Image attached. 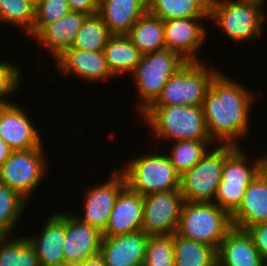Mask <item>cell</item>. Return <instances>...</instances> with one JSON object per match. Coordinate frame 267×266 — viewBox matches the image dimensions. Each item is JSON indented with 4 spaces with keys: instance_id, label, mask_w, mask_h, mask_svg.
<instances>
[{
    "instance_id": "cell-19",
    "label": "cell",
    "mask_w": 267,
    "mask_h": 266,
    "mask_svg": "<svg viewBox=\"0 0 267 266\" xmlns=\"http://www.w3.org/2000/svg\"><path fill=\"white\" fill-rule=\"evenodd\" d=\"M144 210V196L127 186L119 193L110 214L103 237H115L141 230Z\"/></svg>"
},
{
    "instance_id": "cell-15",
    "label": "cell",
    "mask_w": 267,
    "mask_h": 266,
    "mask_svg": "<svg viewBox=\"0 0 267 266\" xmlns=\"http://www.w3.org/2000/svg\"><path fill=\"white\" fill-rule=\"evenodd\" d=\"M102 233L80 221L74 213L65 212L64 264L76 265L99 254Z\"/></svg>"
},
{
    "instance_id": "cell-17",
    "label": "cell",
    "mask_w": 267,
    "mask_h": 266,
    "mask_svg": "<svg viewBox=\"0 0 267 266\" xmlns=\"http://www.w3.org/2000/svg\"><path fill=\"white\" fill-rule=\"evenodd\" d=\"M56 70L62 74L78 76L83 81L102 82L115 78L108 69L103 51H85L76 48L67 49L55 63Z\"/></svg>"
},
{
    "instance_id": "cell-11",
    "label": "cell",
    "mask_w": 267,
    "mask_h": 266,
    "mask_svg": "<svg viewBox=\"0 0 267 266\" xmlns=\"http://www.w3.org/2000/svg\"><path fill=\"white\" fill-rule=\"evenodd\" d=\"M100 184L91 185L84 195L83 213L75 214L80 221L105 231L109 223L110 214L119 193L126 187L124 175L117 169L111 173L109 179Z\"/></svg>"
},
{
    "instance_id": "cell-21",
    "label": "cell",
    "mask_w": 267,
    "mask_h": 266,
    "mask_svg": "<svg viewBox=\"0 0 267 266\" xmlns=\"http://www.w3.org/2000/svg\"><path fill=\"white\" fill-rule=\"evenodd\" d=\"M87 14L70 11L56 22L43 27L32 39L47 48L56 60L72 47L75 36L80 30Z\"/></svg>"
},
{
    "instance_id": "cell-39",
    "label": "cell",
    "mask_w": 267,
    "mask_h": 266,
    "mask_svg": "<svg viewBox=\"0 0 267 266\" xmlns=\"http://www.w3.org/2000/svg\"><path fill=\"white\" fill-rule=\"evenodd\" d=\"M12 152L13 150L9 147V145L0 138V167Z\"/></svg>"
},
{
    "instance_id": "cell-24",
    "label": "cell",
    "mask_w": 267,
    "mask_h": 266,
    "mask_svg": "<svg viewBox=\"0 0 267 266\" xmlns=\"http://www.w3.org/2000/svg\"><path fill=\"white\" fill-rule=\"evenodd\" d=\"M104 57L113 76L132 74L140 62L142 54L128 35L112 34L104 49Z\"/></svg>"
},
{
    "instance_id": "cell-38",
    "label": "cell",
    "mask_w": 267,
    "mask_h": 266,
    "mask_svg": "<svg viewBox=\"0 0 267 266\" xmlns=\"http://www.w3.org/2000/svg\"><path fill=\"white\" fill-rule=\"evenodd\" d=\"M75 266H106L100 254L87 258Z\"/></svg>"
},
{
    "instance_id": "cell-8",
    "label": "cell",
    "mask_w": 267,
    "mask_h": 266,
    "mask_svg": "<svg viewBox=\"0 0 267 266\" xmlns=\"http://www.w3.org/2000/svg\"><path fill=\"white\" fill-rule=\"evenodd\" d=\"M187 61L169 49L144 54L131 74L141 99L137 106L142 115L160 96L170 77Z\"/></svg>"
},
{
    "instance_id": "cell-2",
    "label": "cell",
    "mask_w": 267,
    "mask_h": 266,
    "mask_svg": "<svg viewBox=\"0 0 267 266\" xmlns=\"http://www.w3.org/2000/svg\"><path fill=\"white\" fill-rule=\"evenodd\" d=\"M141 117L154 140H211L202 106H150Z\"/></svg>"
},
{
    "instance_id": "cell-35",
    "label": "cell",
    "mask_w": 267,
    "mask_h": 266,
    "mask_svg": "<svg viewBox=\"0 0 267 266\" xmlns=\"http://www.w3.org/2000/svg\"><path fill=\"white\" fill-rule=\"evenodd\" d=\"M21 80L20 67L14 62L0 60V106L12 104L7 97L21 88Z\"/></svg>"
},
{
    "instance_id": "cell-5",
    "label": "cell",
    "mask_w": 267,
    "mask_h": 266,
    "mask_svg": "<svg viewBox=\"0 0 267 266\" xmlns=\"http://www.w3.org/2000/svg\"><path fill=\"white\" fill-rule=\"evenodd\" d=\"M231 215L213 202H183L176 234L218 249L232 228Z\"/></svg>"
},
{
    "instance_id": "cell-12",
    "label": "cell",
    "mask_w": 267,
    "mask_h": 266,
    "mask_svg": "<svg viewBox=\"0 0 267 266\" xmlns=\"http://www.w3.org/2000/svg\"><path fill=\"white\" fill-rule=\"evenodd\" d=\"M183 202L180 190L145 195L141 231L149 236L175 234Z\"/></svg>"
},
{
    "instance_id": "cell-25",
    "label": "cell",
    "mask_w": 267,
    "mask_h": 266,
    "mask_svg": "<svg viewBox=\"0 0 267 266\" xmlns=\"http://www.w3.org/2000/svg\"><path fill=\"white\" fill-rule=\"evenodd\" d=\"M127 35L142 55L166 49L164 21L148 11L136 21Z\"/></svg>"
},
{
    "instance_id": "cell-29",
    "label": "cell",
    "mask_w": 267,
    "mask_h": 266,
    "mask_svg": "<svg viewBox=\"0 0 267 266\" xmlns=\"http://www.w3.org/2000/svg\"><path fill=\"white\" fill-rule=\"evenodd\" d=\"M0 266L40 265L35 249L25 236L12 239L3 236L0 240Z\"/></svg>"
},
{
    "instance_id": "cell-9",
    "label": "cell",
    "mask_w": 267,
    "mask_h": 266,
    "mask_svg": "<svg viewBox=\"0 0 267 266\" xmlns=\"http://www.w3.org/2000/svg\"><path fill=\"white\" fill-rule=\"evenodd\" d=\"M43 147L13 151L0 167V183L16 191L27 201L32 199L30 197H33L47 173L48 161Z\"/></svg>"
},
{
    "instance_id": "cell-7",
    "label": "cell",
    "mask_w": 267,
    "mask_h": 266,
    "mask_svg": "<svg viewBox=\"0 0 267 266\" xmlns=\"http://www.w3.org/2000/svg\"><path fill=\"white\" fill-rule=\"evenodd\" d=\"M201 61H187L168 80L151 106H202L206 92L216 74Z\"/></svg>"
},
{
    "instance_id": "cell-37",
    "label": "cell",
    "mask_w": 267,
    "mask_h": 266,
    "mask_svg": "<svg viewBox=\"0 0 267 266\" xmlns=\"http://www.w3.org/2000/svg\"><path fill=\"white\" fill-rule=\"evenodd\" d=\"M70 10L87 15L98 13L99 0H67Z\"/></svg>"
},
{
    "instance_id": "cell-28",
    "label": "cell",
    "mask_w": 267,
    "mask_h": 266,
    "mask_svg": "<svg viewBox=\"0 0 267 266\" xmlns=\"http://www.w3.org/2000/svg\"><path fill=\"white\" fill-rule=\"evenodd\" d=\"M170 145L168 157L180 175L197 164L208 152V148L215 146L211 140H178L171 141Z\"/></svg>"
},
{
    "instance_id": "cell-41",
    "label": "cell",
    "mask_w": 267,
    "mask_h": 266,
    "mask_svg": "<svg viewBox=\"0 0 267 266\" xmlns=\"http://www.w3.org/2000/svg\"><path fill=\"white\" fill-rule=\"evenodd\" d=\"M25 1L28 2L30 5H32L34 8H36L42 0H25Z\"/></svg>"
},
{
    "instance_id": "cell-26",
    "label": "cell",
    "mask_w": 267,
    "mask_h": 266,
    "mask_svg": "<svg viewBox=\"0 0 267 266\" xmlns=\"http://www.w3.org/2000/svg\"><path fill=\"white\" fill-rule=\"evenodd\" d=\"M211 0H147L148 12L163 21L209 18Z\"/></svg>"
},
{
    "instance_id": "cell-10",
    "label": "cell",
    "mask_w": 267,
    "mask_h": 266,
    "mask_svg": "<svg viewBox=\"0 0 267 266\" xmlns=\"http://www.w3.org/2000/svg\"><path fill=\"white\" fill-rule=\"evenodd\" d=\"M215 146L181 175L180 192L185 202L214 201L224 164V145Z\"/></svg>"
},
{
    "instance_id": "cell-6",
    "label": "cell",
    "mask_w": 267,
    "mask_h": 266,
    "mask_svg": "<svg viewBox=\"0 0 267 266\" xmlns=\"http://www.w3.org/2000/svg\"><path fill=\"white\" fill-rule=\"evenodd\" d=\"M248 156L241 147L224 145L222 179L213 203L230 215L242 202L245 190L259 174L265 154L248 162Z\"/></svg>"
},
{
    "instance_id": "cell-3",
    "label": "cell",
    "mask_w": 267,
    "mask_h": 266,
    "mask_svg": "<svg viewBox=\"0 0 267 266\" xmlns=\"http://www.w3.org/2000/svg\"><path fill=\"white\" fill-rule=\"evenodd\" d=\"M264 4L261 0H211L209 20L234 42L260 39L267 14Z\"/></svg>"
},
{
    "instance_id": "cell-16",
    "label": "cell",
    "mask_w": 267,
    "mask_h": 266,
    "mask_svg": "<svg viewBox=\"0 0 267 266\" xmlns=\"http://www.w3.org/2000/svg\"><path fill=\"white\" fill-rule=\"evenodd\" d=\"M39 234L25 236L35 249L40 266L64 264L63 246L65 242V211L59 210L48 216Z\"/></svg>"
},
{
    "instance_id": "cell-23",
    "label": "cell",
    "mask_w": 267,
    "mask_h": 266,
    "mask_svg": "<svg viewBox=\"0 0 267 266\" xmlns=\"http://www.w3.org/2000/svg\"><path fill=\"white\" fill-rule=\"evenodd\" d=\"M232 226L247 230L267 223V184L258 174L245 190L239 207L231 214Z\"/></svg>"
},
{
    "instance_id": "cell-4",
    "label": "cell",
    "mask_w": 267,
    "mask_h": 266,
    "mask_svg": "<svg viewBox=\"0 0 267 266\" xmlns=\"http://www.w3.org/2000/svg\"><path fill=\"white\" fill-rule=\"evenodd\" d=\"M152 152V153H150ZM140 155L127 162L119 171L124 175L126 186L142 196L155 192L180 190L181 175L165 153Z\"/></svg>"
},
{
    "instance_id": "cell-14",
    "label": "cell",
    "mask_w": 267,
    "mask_h": 266,
    "mask_svg": "<svg viewBox=\"0 0 267 266\" xmlns=\"http://www.w3.org/2000/svg\"><path fill=\"white\" fill-rule=\"evenodd\" d=\"M12 103L0 106V138L13 150L43 146L39 131L23 107Z\"/></svg>"
},
{
    "instance_id": "cell-30",
    "label": "cell",
    "mask_w": 267,
    "mask_h": 266,
    "mask_svg": "<svg viewBox=\"0 0 267 266\" xmlns=\"http://www.w3.org/2000/svg\"><path fill=\"white\" fill-rule=\"evenodd\" d=\"M111 35L98 13L88 15L75 36L71 48L85 51H103Z\"/></svg>"
},
{
    "instance_id": "cell-32",
    "label": "cell",
    "mask_w": 267,
    "mask_h": 266,
    "mask_svg": "<svg viewBox=\"0 0 267 266\" xmlns=\"http://www.w3.org/2000/svg\"><path fill=\"white\" fill-rule=\"evenodd\" d=\"M34 21L35 8L25 0H0V23L20 27L29 36L33 31Z\"/></svg>"
},
{
    "instance_id": "cell-40",
    "label": "cell",
    "mask_w": 267,
    "mask_h": 266,
    "mask_svg": "<svg viewBox=\"0 0 267 266\" xmlns=\"http://www.w3.org/2000/svg\"><path fill=\"white\" fill-rule=\"evenodd\" d=\"M259 175L265 180L267 184V160L264 159L259 169Z\"/></svg>"
},
{
    "instance_id": "cell-20",
    "label": "cell",
    "mask_w": 267,
    "mask_h": 266,
    "mask_svg": "<svg viewBox=\"0 0 267 266\" xmlns=\"http://www.w3.org/2000/svg\"><path fill=\"white\" fill-rule=\"evenodd\" d=\"M217 266H266L247 230L232 227L217 249Z\"/></svg>"
},
{
    "instance_id": "cell-33",
    "label": "cell",
    "mask_w": 267,
    "mask_h": 266,
    "mask_svg": "<svg viewBox=\"0 0 267 266\" xmlns=\"http://www.w3.org/2000/svg\"><path fill=\"white\" fill-rule=\"evenodd\" d=\"M143 266H175L173 235L149 236Z\"/></svg>"
},
{
    "instance_id": "cell-36",
    "label": "cell",
    "mask_w": 267,
    "mask_h": 266,
    "mask_svg": "<svg viewBox=\"0 0 267 266\" xmlns=\"http://www.w3.org/2000/svg\"><path fill=\"white\" fill-rule=\"evenodd\" d=\"M251 235L256 249L267 266V223L256 224L247 229Z\"/></svg>"
},
{
    "instance_id": "cell-13",
    "label": "cell",
    "mask_w": 267,
    "mask_h": 266,
    "mask_svg": "<svg viewBox=\"0 0 267 266\" xmlns=\"http://www.w3.org/2000/svg\"><path fill=\"white\" fill-rule=\"evenodd\" d=\"M202 19L179 18L164 21V41L166 49L178 53L186 61H200L197 55L207 36ZM201 20V21H200Z\"/></svg>"
},
{
    "instance_id": "cell-18",
    "label": "cell",
    "mask_w": 267,
    "mask_h": 266,
    "mask_svg": "<svg viewBox=\"0 0 267 266\" xmlns=\"http://www.w3.org/2000/svg\"><path fill=\"white\" fill-rule=\"evenodd\" d=\"M149 235L143 231L103 237L100 256L106 266H143Z\"/></svg>"
},
{
    "instance_id": "cell-27",
    "label": "cell",
    "mask_w": 267,
    "mask_h": 266,
    "mask_svg": "<svg viewBox=\"0 0 267 266\" xmlns=\"http://www.w3.org/2000/svg\"><path fill=\"white\" fill-rule=\"evenodd\" d=\"M175 266H217V249L173 234Z\"/></svg>"
},
{
    "instance_id": "cell-22",
    "label": "cell",
    "mask_w": 267,
    "mask_h": 266,
    "mask_svg": "<svg viewBox=\"0 0 267 266\" xmlns=\"http://www.w3.org/2000/svg\"><path fill=\"white\" fill-rule=\"evenodd\" d=\"M148 11L147 0H99L98 14L111 34L127 35Z\"/></svg>"
},
{
    "instance_id": "cell-34",
    "label": "cell",
    "mask_w": 267,
    "mask_h": 266,
    "mask_svg": "<svg viewBox=\"0 0 267 266\" xmlns=\"http://www.w3.org/2000/svg\"><path fill=\"white\" fill-rule=\"evenodd\" d=\"M70 11L67 0H42L35 8L33 31L27 38H33L43 27L56 22Z\"/></svg>"
},
{
    "instance_id": "cell-1",
    "label": "cell",
    "mask_w": 267,
    "mask_h": 266,
    "mask_svg": "<svg viewBox=\"0 0 267 266\" xmlns=\"http://www.w3.org/2000/svg\"><path fill=\"white\" fill-rule=\"evenodd\" d=\"M254 98V92L248 86L246 88L222 71L216 74L202 104L209 138L215 145L241 146L239 139L249 134Z\"/></svg>"
},
{
    "instance_id": "cell-31",
    "label": "cell",
    "mask_w": 267,
    "mask_h": 266,
    "mask_svg": "<svg viewBox=\"0 0 267 266\" xmlns=\"http://www.w3.org/2000/svg\"><path fill=\"white\" fill-rule=\"evenodd\" d=\"M27 205L24 197L0 183V233L3 236H11Z\"/></svg>"
}]
</instances>
